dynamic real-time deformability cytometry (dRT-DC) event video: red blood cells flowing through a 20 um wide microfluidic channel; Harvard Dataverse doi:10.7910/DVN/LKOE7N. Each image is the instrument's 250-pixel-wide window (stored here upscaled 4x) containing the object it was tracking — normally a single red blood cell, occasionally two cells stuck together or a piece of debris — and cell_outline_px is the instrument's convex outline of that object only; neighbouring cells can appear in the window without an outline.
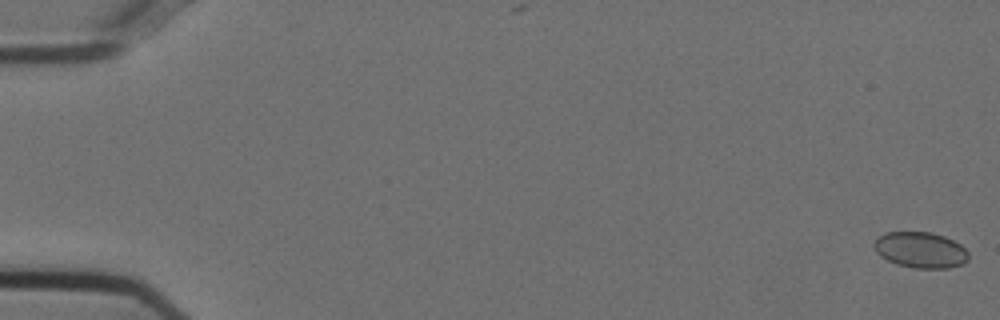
{"species": "Egyptian fruit bat (a non-hibernating species)", "species_latin": "Rousettus aegyptiacus", "temperature_condition": "cold", "stored_images_in_passage": 12, "camera_frame_rate_fps": 3000, "um_per_image_px": 0.085, "animal": {"sex": "female"}, "frame": {"image": 1, "passage_image": 1, "time_ms": 0.0, "image_size_px": [1000, 320], "cell_outline_px": [[968, 260], [960, 264], [948, 268], [916, 268], [896, 264], [880, 256], [876, 252], [872, 244], [884, 232], [932, 232], [944, 236], [960, 244], [968, 252]], "centroid_in_image_um": [78.22, 21.24], "position_along_channel_um": 6.8, "area_um2": 19.71}}